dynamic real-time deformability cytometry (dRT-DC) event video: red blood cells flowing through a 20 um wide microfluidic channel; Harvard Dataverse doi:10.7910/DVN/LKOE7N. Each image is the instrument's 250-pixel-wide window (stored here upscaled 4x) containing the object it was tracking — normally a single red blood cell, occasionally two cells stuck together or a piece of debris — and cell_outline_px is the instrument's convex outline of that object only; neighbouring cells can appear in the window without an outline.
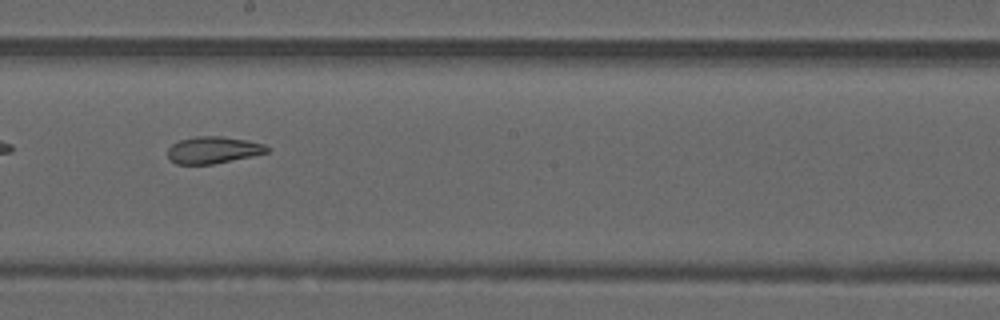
{"species": "common noctule bat (a hibernating species)", "species_latin": "Nyctalus noctula", "temperature_condition": "warm", "stored_images_in_passage": 28, "camera_frame_rate_fps": 3000, "um_per_image_px": 0.085, "animal": {"sex": "male", "forearm_length_mm": 52.5}, "frame": {"image": 1, "passage_image": 13, "time_ms": 4.0, "image_size_px": [1000, 320], "cell_outline_px": [[268, 152], [252, 156], [212, 164], [176, 164], [168, 160], [168, 148], [172, 144], [180, 140], [196, 136], [220, 136], [248, 140], [264, 144], [268, 148]], "centroid_in_image_um": [18.09, 12.75], "position_along_channel_um": 230.1, "area_um2": 15.55}}
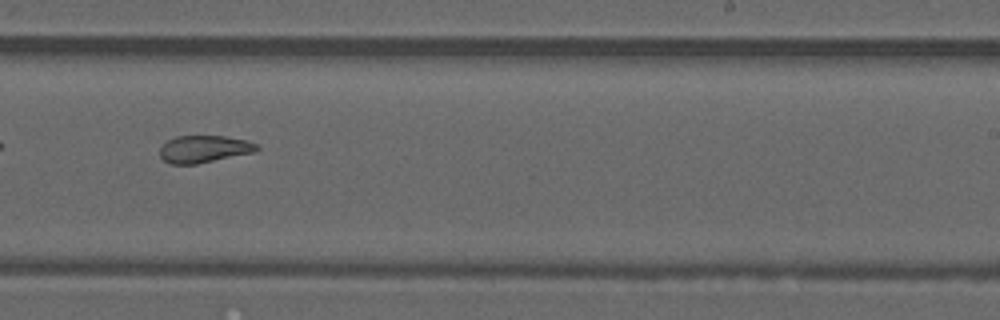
{"frame": {"image": 2, "passage_image": 16, "time_ms": 5.0, "image_size_px": [1000, 320], "cell_outline_px": [[260, 148], [256, 152], [196, 164], [168, 164], [160, 156], [160, 148], [168, 140], [176, 136], [224, 136], [248, 140], [256, 144]], "centroid_in_image_um": [17.36, 12.67], "position_along_channel_um": 271.6, "area_um2": 15.43}, "authors_computed_cell_mechanics": {"area_um2": 16.2996, "velocity_mm_per_s": 4.1875, "shape_relaxation_time_tau1_ms": null, "shape_relaxation_time_tau2_ms": 3.1592, "deformation_change_tau1": null, "deformation_change_tau2": 0.1107}}